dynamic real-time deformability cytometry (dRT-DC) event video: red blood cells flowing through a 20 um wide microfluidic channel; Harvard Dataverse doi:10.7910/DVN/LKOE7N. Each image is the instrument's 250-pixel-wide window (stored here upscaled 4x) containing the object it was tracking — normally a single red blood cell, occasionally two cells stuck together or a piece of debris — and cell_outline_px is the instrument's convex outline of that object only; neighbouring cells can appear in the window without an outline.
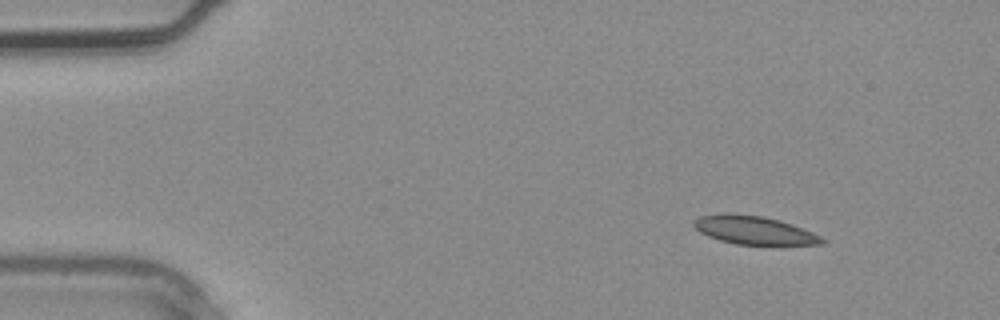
{"species": "common noctule bat (a hibernating species)", "species_latin": "Nyctalus noctula", "temperature_condition": "warm", "stored_images_in_passage": 3, "camera_frame_rate_fps": 3000, "um_per_image_px": 0.085, "animal": {"sex": "male", "body_mass_g": 20.4}, "frame": {"image": 1, "passage_image": 1, "time_ms": 0.0, "image_size_px": [1000, 320], "cell_outline_px": [[828, 240], [824, 244], [736, 244], [720, 240], [708, 236], [700, 232], [692, 224], [692, 220], [700, 216], [724, 212], [728, 212], [764, 216], [780, 220], [792, 224], [812, 232]], "centroid_in_image_um": [64.07, 19.54], "position_along_channel_um": 20.9, "area_um2": 21.27}}
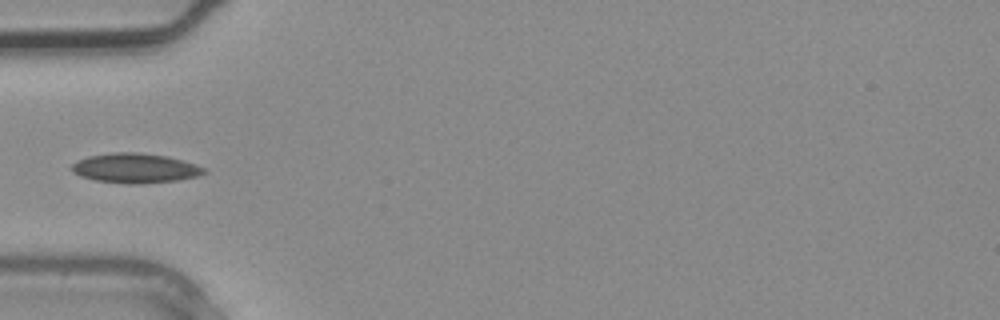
{"frame": {"image": 2, "passage_image": 3, "time_ms": 0.667, "image_size_px": [1000, 320], "cell_outline_px": [[208, 172], [196, 176], [176, 180], [140, 184], [128, 184], [96, 180], [80, 176], [72, 172], [68, 168], [76, 160], [88, 156], [112, 152], [140, 152], [168, 156], [196, 164], [204, 168]], "centroid_in_image_um": [11.44, 14.28], "position_along_channel_um": 73.6, "area_um2": 23.06}}